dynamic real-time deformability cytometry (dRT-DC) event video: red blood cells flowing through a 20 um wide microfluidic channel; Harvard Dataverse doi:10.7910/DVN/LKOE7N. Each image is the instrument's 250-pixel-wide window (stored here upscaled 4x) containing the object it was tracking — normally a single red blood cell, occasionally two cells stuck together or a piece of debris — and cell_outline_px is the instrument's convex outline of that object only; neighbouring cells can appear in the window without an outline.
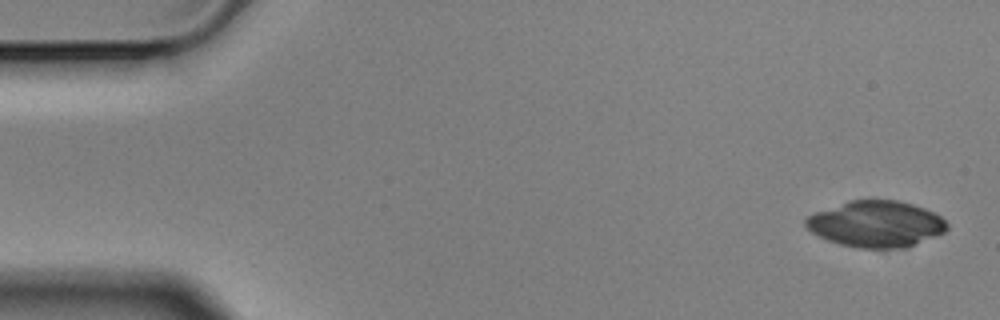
{"species": "Egyptian fruit bat (a non-hibernating species)", "species_latin": "Rousettus aegyptiacus", "temperature_condition": "cold", "stored_images_in_passage": 5, "camera_frame_rate_fps": 3000, "um_per_image_px": 0.085, "animal": {"sex": "male"}, "frame": {"image": 1, "passage_image": 1, "time_ms": 0.0, "image_size_px": [1000, 320], "cell_outline_px": [[948, 228], [944, 232], [912, 244], [900, 248], [860, 248], [840, 244], [828, 240], [812, 232], [804, 224], [804, 220], [808, 216], [816, 212], [848, 200], [896, 200], [912, 204], [924, 208], [940, 216], [948, 224]], "centroid_in_image_um": [74.43, 19.03], "position_along_channel_um": 10.6, "area_um2": 37.57}}